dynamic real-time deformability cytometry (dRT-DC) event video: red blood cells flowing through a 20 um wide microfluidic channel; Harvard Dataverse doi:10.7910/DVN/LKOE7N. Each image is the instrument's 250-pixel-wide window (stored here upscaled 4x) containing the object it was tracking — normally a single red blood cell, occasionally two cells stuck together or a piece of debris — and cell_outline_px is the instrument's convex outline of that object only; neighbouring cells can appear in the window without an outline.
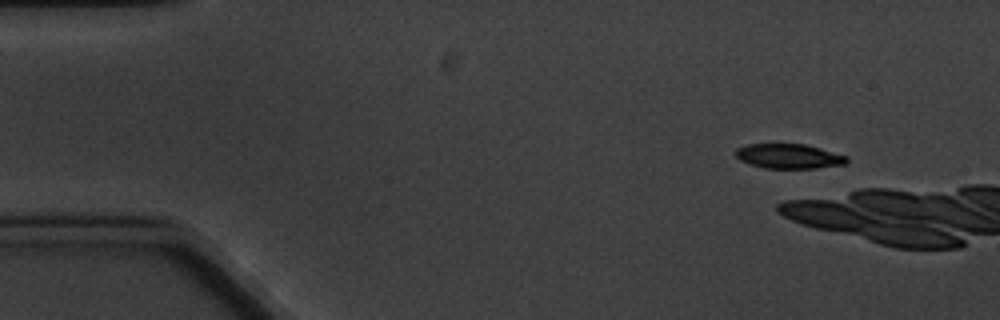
{"species": "common noctule bat (a hibernating species)", "species_latin": "Nyctalus noctula", "temperature_condition": "cold", "stored_images_in_passage": 3, "camera_frame_rate_fps": 3000, "um_per_image_px": 0.085, "animal": {"sex": "male", "body_mass_g": 20.1, "forearm_length_mm": 53.5}, "frame": {"image": 1, "passage_image": 1, "time_ms": 0.0, "image_size_px": [1000, 320], "cell_outline_px": [[848, 160], [844, 164], [816, 168], [764, 168], [740, 160], [736, 156], [736, 148], [748, 144], [804, 144], [820, 148], [848, 156]], "centroid_in_image_um": [67.06, 13.27], "position_along_channel_um": 17.9, "area_um2": 15.84}}